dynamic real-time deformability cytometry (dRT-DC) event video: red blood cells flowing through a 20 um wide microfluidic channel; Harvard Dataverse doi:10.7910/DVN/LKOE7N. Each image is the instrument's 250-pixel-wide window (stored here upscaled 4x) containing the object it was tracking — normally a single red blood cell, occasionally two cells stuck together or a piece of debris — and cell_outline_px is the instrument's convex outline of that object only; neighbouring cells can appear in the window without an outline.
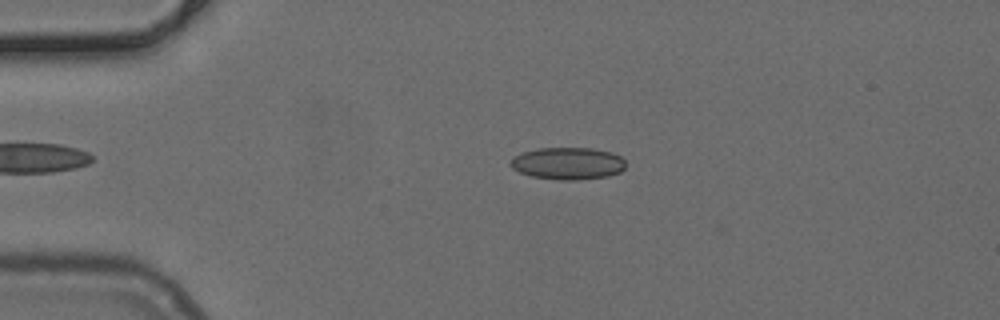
{"species": "common noctule bat (a hibernating species)", "species_latin": "Nyctalus noctula", "temperature_condition": "cold", "stored_images_in_passage": 38, "camera_frame_rate_fps": 3000, "um_per_image_px": 0.085, "animal": {"sex": "female", "body_mass_g": 24.6, "forearm_length_mm": 56.2}, "frame": {"image": 1, "passage_image": 4, "time_ms": 1.0, "image_size_px": [1000, 320], "cell_outline_px": [[624, 168], [620, 172], [608, 176], [580, 180], [560, 180], [532, 176], [520, 172], [512, 168], [508, 164], [512, 156], [524, 152], [540, 148], [592, 148], [612, 152], [620, 156], [624, 160]], "centroid_in_image_um": [48.25, 13.89], "position_along_channel_um": 36.7, "area_um2": 21.68}}
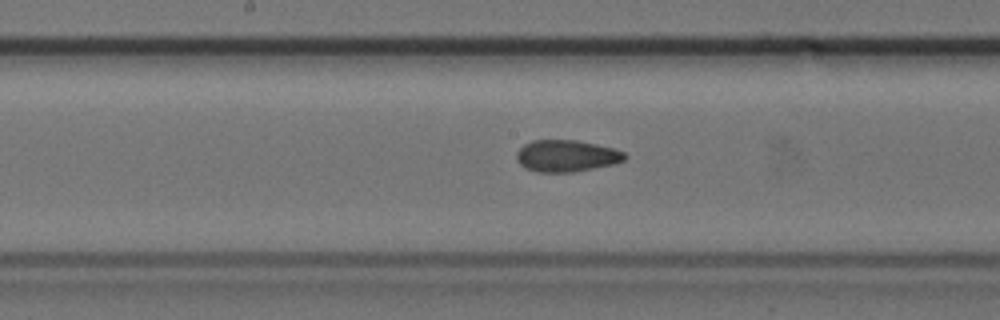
{"frame": {"image": 2, "passage_image": 19, "time_ms": 6.0, "image_size_px": [1000, 320], "cell_outline_px": [[628, 156], [624, 160], [616, 164], [572, 172], [536, 172], [524, 168], [516, 160], [516, 152], [524, 144], [532, 140], [576, 140], [596, 144], [612, 148], [624, 152]], "centroid_in_image_um": [48.13, 13.25], "position_along_channel_um": 200.1, "area_um2": 20.17}}
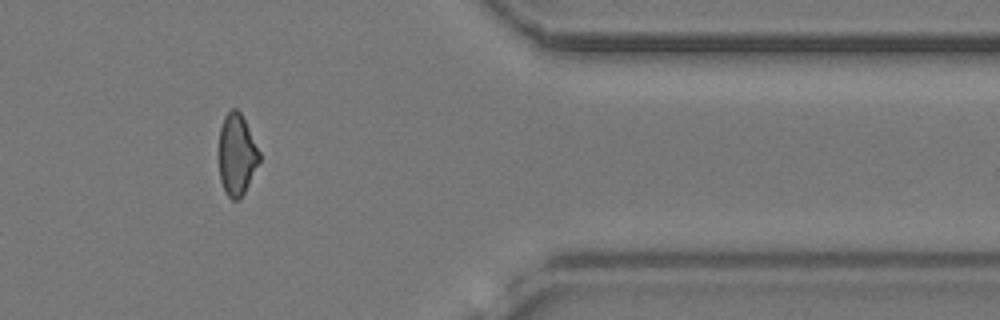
{"frame": {"image": 3, "passage_image": 35, "time_ms": 11.333, "image_size_px": [1000, 320], "cell_outline_px": [[260, 160], [240, 200], [232, 200], [228, 196], [220, 180], [220, 128], [224, 116], [232, 108], [236, 108], [240, 112], [260, 152]], "centroid_in_image_um": [20.13, 13.15], "position_along_channel_um": 391.3, "area_um2": 18.79}}